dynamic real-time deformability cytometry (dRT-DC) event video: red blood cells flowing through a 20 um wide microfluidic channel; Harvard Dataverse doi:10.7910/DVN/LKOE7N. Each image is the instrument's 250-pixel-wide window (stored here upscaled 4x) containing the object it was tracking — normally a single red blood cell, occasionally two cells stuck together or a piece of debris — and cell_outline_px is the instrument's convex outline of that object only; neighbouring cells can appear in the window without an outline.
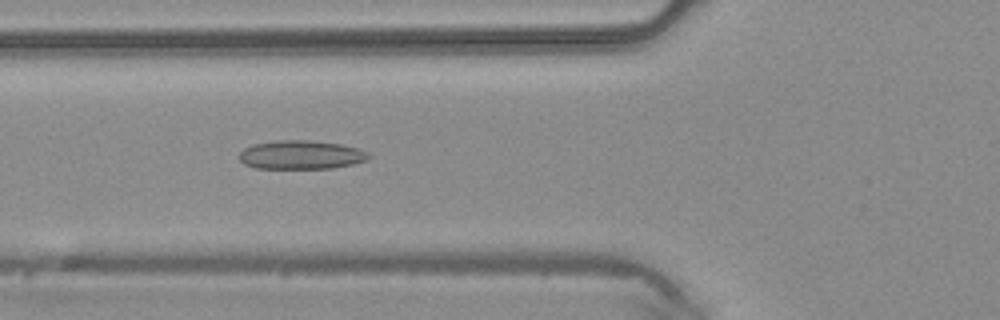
{"species": "common noctule bat (a hibernating species)", "species_latin": "Nyctalus noctula", "temperature_condition": "warm", "stored_images_in_passage": 41, "camera_frame_rate_fps": 3000, "um_per_image_px": 0.085, "animal": {"sex": "male", "body_mass_g": 20.4}, "frame": {"image": 1, "passage_image": 12, "time_ms": 3.667, "image_size_px": [1000, 320], "cell_outline_px": [[372, 156], [368, 160], [352, 164], [332, 168], [256, 168], [244, 164], [240, 160], [240, 152], [244, 148], [252, 144], [276, 140], [312, 140], [340, 144], [360, 148], [368, 152]], "centroid_in_image_um": [25.62, 13.15], "position_along_channel_um": 100.2, "area_um2": 21.85}}
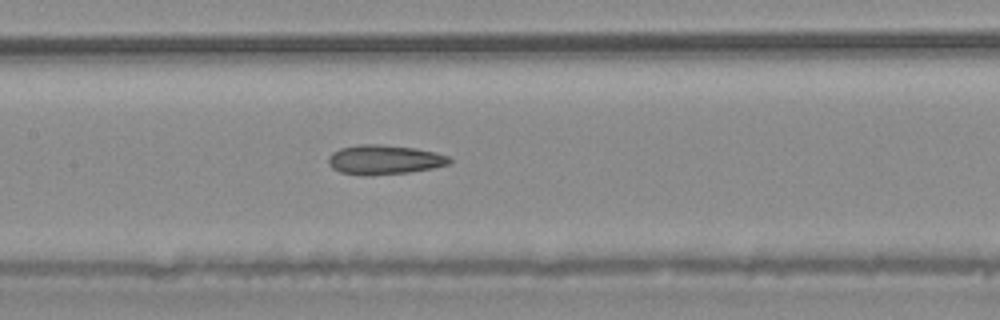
{"frame": {"image": 2, "passage_image": 17, "time_ms": 5.333, "image_size_px": [1000, 320], "cell_outline_px": [[452, 160], [448, 164], [432, 168], [408, 172], [372, 176], [364, 176], [340, 172], [332, 168], [328, 164], [328, 156], [332, 152], [340, 148], [360, 144], [380, 144], [416, 148], [436, 152], [448, 156]], "centroid_in_image_um": [32.63, 13.57], "position_along_channel_um": 174.8, "area_um2": 20.98}}
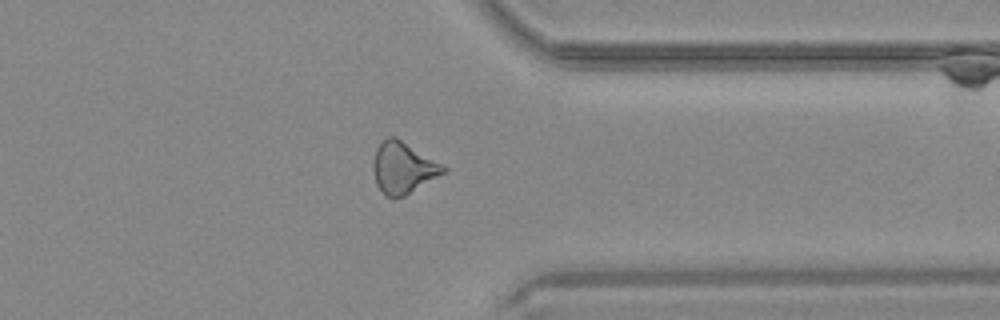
{"frame": {"image": 3, "passage_image": 31, "time_ms": 10.0, "image_size_px": [1000, 320], "cell_outline_px": [[448, 172], [404, 196], [388, 196], [376, 184], [372, 168], [372, 164], [376, 148], [388, 136], [396, 136], [444, 164], [448, 168]], "centroid_in_image_um": [34.31, 14.23], "position_along_channel_um": 377.1, "area_um2": 21.21}}